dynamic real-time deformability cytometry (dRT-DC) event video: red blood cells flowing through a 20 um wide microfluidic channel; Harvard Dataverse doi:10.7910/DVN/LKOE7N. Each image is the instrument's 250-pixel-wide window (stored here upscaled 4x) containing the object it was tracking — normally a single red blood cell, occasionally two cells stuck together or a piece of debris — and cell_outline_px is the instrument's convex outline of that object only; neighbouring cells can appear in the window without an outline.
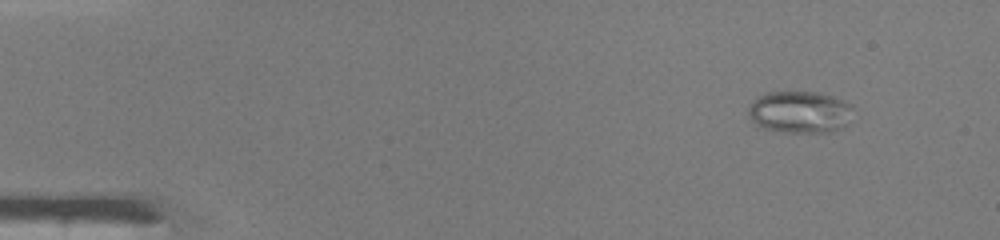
{"species": "common noctule bat (a hibernating species)", "species_latin": "Nyctalus noctula", "temperature_condition": "warm", "stored_images_in_passage": 43, "camera_frame_rate_fps": 3000, "um_per_image_px": 0.085, "animal": {"sex": "male", "body_mass_g": 19.0, "forearm_length_mm": 50.8}, "frame": {"image": 1, "passage_image": 1, "time_ms": 0.0, "image_size_px": [1000, 240], "cell_outline_px": [[852, 108], [848, 124], [844, 128], [824, 132], [784, 132], [764, 128], [756, 124], [748, 116], [748, 108], [760, 96], [768, 92], [816, 92], [832, 96], [852, 104]], "centroid_in_image_um": [68.01, 9.53], "position_along_channel_um": 17.0, "area_um2": 25.43}}
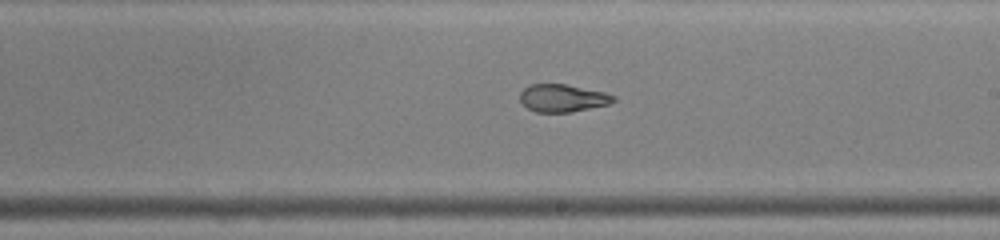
{"frame": {"image": 2, "passage_image": 24, "time_ms": 7.667, "image_size_px": [1000, 240], "cell_outline_px": [[616, 100], [608, 104], [572, 112], [536, 112], [528, 108], [520, 100], [520, 92], [528, 84], [564, 84], [604, 92], [616, 96]], "centroid_in_image_um": [47.81, 8.33], "position_along_channel_um": 241.2, "area_um2": 14.97}}
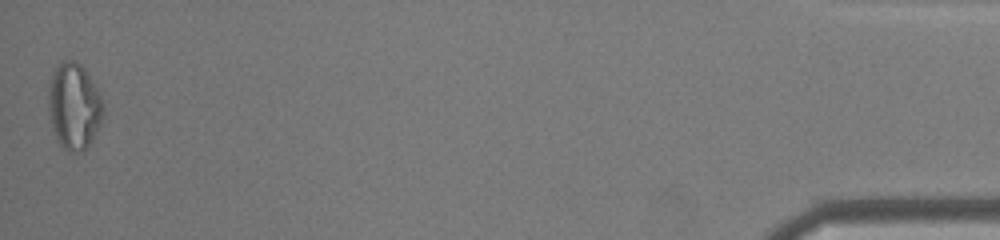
{"frame": {"image": 3, "passage_image": 43, "time_ms": 14.0, "image_size_px": [1000, 240], "cell_outline_px": [[104, 116], [88, 148], [80, 152], [68, 152], [60, 148], [52, 124], [48, 108], [48, 88], [52, 72], [64, 60], [76, 60], [84, 68], [96, 88], [104, 104]], "centroid_in_image_um": [6.29, 9.06], "position_along_channel_um": 428.9, "area_um2": 27.74}, "authors_computed_cell_mechanics": {"area_um2": 18.9006, "velocity_mm_per_s": 4.3435, "shape_relaxation_time_tau1_ms": null, "shape_relaxation_time_tau2_ms": 1.362, "deformation_change_tau1": null, "deformation_change_tau2": 0.066}}